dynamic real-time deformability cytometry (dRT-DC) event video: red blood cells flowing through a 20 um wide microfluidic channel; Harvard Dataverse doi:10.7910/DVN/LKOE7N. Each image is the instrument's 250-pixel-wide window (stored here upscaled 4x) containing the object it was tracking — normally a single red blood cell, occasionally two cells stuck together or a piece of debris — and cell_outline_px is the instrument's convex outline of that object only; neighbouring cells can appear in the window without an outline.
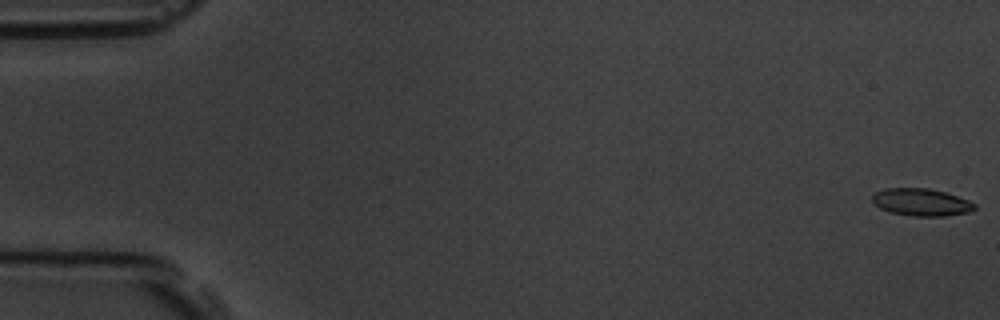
{"species": "common noctule bat (a hibernating species)", "species_latin": "Nyctalus noctula", "temperature_condition": "room temperature", "stored_images_in_passage": 6, "camera_frame_rate_fps": 3000, "um_per_image_px": 0.085, "animal": {"sex": "male", "body_mass_g": 19.5, "forearm_length_mm": 54.6}, "frame": {"image": 1, "passage_image": 1, "time_ms": 0.0, "image_size_px": [1000, 320], "cell_outline_px": [[976, 208], [968, 212], [944, 216], [912, 216], [892, 212], [880, 208], [872, 204], [872, 196], [876, 192], [884, 188], [928, 188], [944, 192], [968, 200], [976, 204]], "centroid_in_image_um": [78.28, 17.18], "position_along_channel_um": 6.7, "area_um2": 16.24}}
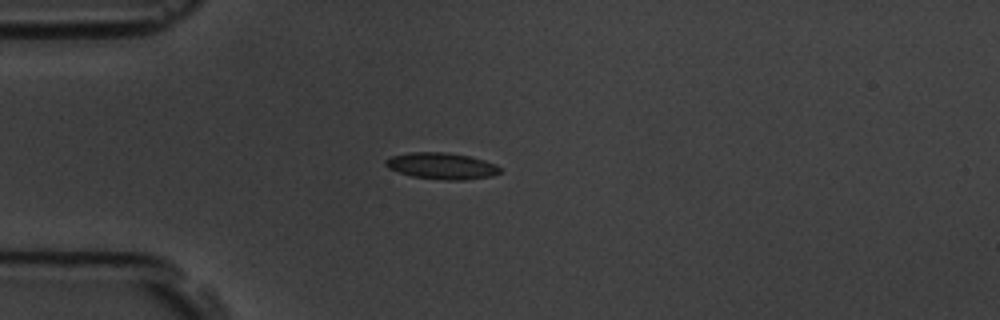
{"frame": {"image": 2, "passage_image": 5, "time_ms": 4.667, "image_size_px": [1000, 320], "cell_outline_px": [[500, 172], [492, 176], [464, 180], [444, 180], [412, 176], [388, 168], [384, 164], [384, 160], [392, 156], [408, 152], [444, 152], [468, 156], [484, 160], [496, 164], [500, 168]], "centroid_in_image_um": [37.53, 14.1], "position_along_channel_um": 47.5, "area_um2": 17.57}}